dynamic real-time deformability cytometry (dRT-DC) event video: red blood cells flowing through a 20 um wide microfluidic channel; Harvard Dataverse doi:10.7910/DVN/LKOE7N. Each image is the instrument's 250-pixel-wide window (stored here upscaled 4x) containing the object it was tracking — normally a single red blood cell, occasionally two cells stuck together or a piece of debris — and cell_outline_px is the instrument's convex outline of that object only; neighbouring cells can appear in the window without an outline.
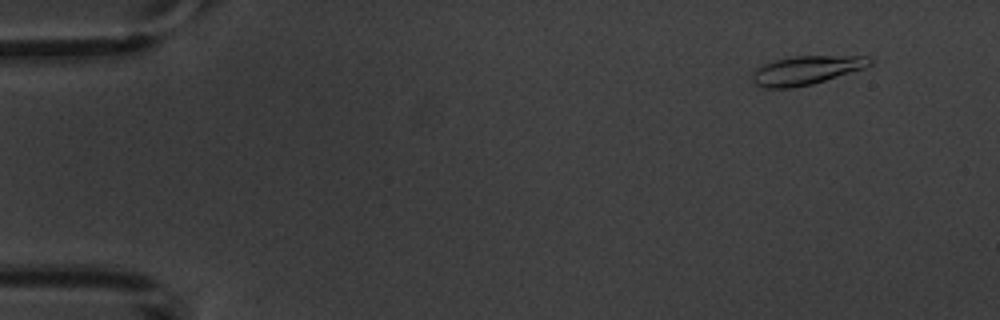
{"species": "common noctule bat (a hibernating species)", "species_latin": "Nyctalus noctula", "temperature_condition": "warm", "stored_images_in_passage": 6, "camera_frame_rate_fps": 3000, "um_per_image_px": 0.085, "animal": {"sex": "male", "body_mass_g": 20.1, "forearm_length_mm": 53.5}, "frame": {"image": 1, "passage_image": 2, "time_ms": 1.0, "image_size_px": [1000, 320], "cell_outline_px": [[872, 64], [864, 68], [812, 84], [792, 88], [764, 88], [756, 84], [752, 80], [752, 72], [756, 68], [764, 64], [776, 60], [792, 56], [868, 56], [872, 60]], "centroid_in_image_um": [68.51, 5.97], "position_along_channel_um": 16.5, "area_um2": 19.59}}
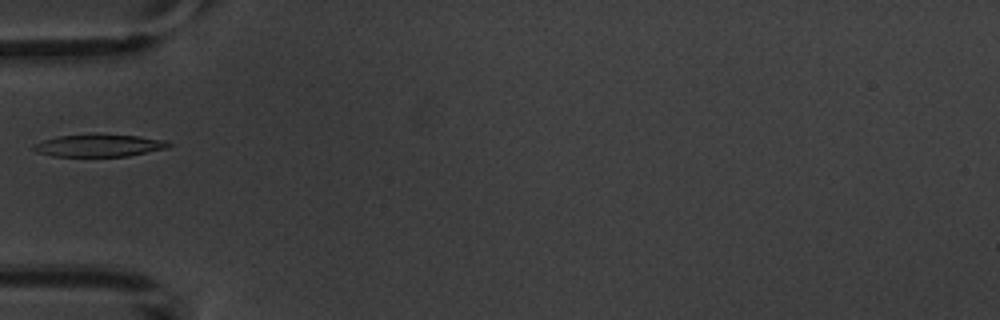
{"frame": {"image": 2, "passage_image": 6, "time_ms": 5.667, "image_size_px": [1000, 320], "cell_outline_px": [[172, 144], [168, 148], [128, 156], [52, 156], [36, 152], [32, 148], [32, 144], [56, 136], [92, 132], [96, 132], [136, 136], [164, 140]], "centroid_in_image_um": [8.37, 12.34], "position_along_channel_um": 76.6, "area_um2": 18.15}}